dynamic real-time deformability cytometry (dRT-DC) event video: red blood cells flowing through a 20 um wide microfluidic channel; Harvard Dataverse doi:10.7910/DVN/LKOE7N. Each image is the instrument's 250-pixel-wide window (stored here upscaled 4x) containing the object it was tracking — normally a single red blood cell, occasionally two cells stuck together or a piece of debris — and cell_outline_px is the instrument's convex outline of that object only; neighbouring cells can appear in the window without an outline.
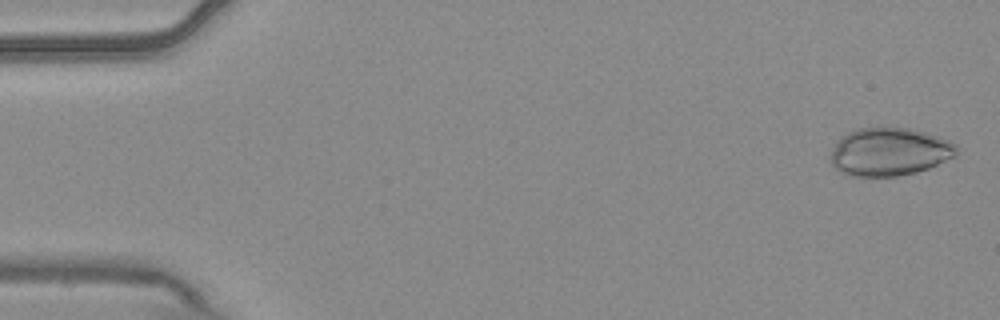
{"species": "common noctule bat (a hibernating species)", "species_latin": "Nyctalus noctula", "temperature_condition": "warm", "stored_images_in_passage": 6, "camera_frame_rate_fps": 3000, "um_per_image_px": 0.085, "animal": {"sex": "male", "body_mass_g": 20.4}, "frame": {"image": 1, "passage_image": 1, "time_ms": 0.0, "image_size_px": [1000, 320], "cell_outline_px": [[956, 156], [928, 168], [916, 172], [896, 176], [848, 176], [836, 168], [832, 164], [832, 152], [840, 136], [856, 128], [880, 124], [908, 128], [924, 132], [948, 140], [956, 144]], "centroid_in_image_um": [75.58, 12.86], "position_along_channel_um": 9.4, "area_um2": 35.66}}
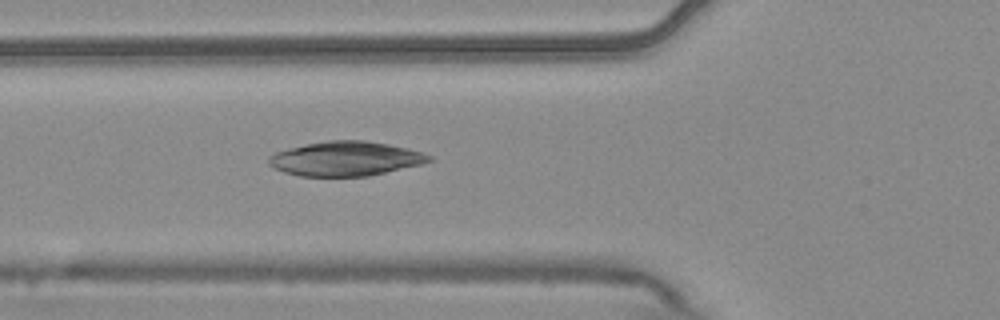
{"frame": {"image": 2, "passage_image": 6, "time_ms": 1.667, "image_size_px": [1000, 320], "cell_outline_px": [[432, 160], [424, 164], [368, 176], [300, 176], [284, 172], [268, 164], [268, 156], [276, 152], [288, 148], [328, 140], [364, 140], [388, 144], [408, 148], [432, 156]], "centroid_in_image_um": [29.39, 13.49], "position_along_channel_um": 96.4, "area_um2": 32.14}}